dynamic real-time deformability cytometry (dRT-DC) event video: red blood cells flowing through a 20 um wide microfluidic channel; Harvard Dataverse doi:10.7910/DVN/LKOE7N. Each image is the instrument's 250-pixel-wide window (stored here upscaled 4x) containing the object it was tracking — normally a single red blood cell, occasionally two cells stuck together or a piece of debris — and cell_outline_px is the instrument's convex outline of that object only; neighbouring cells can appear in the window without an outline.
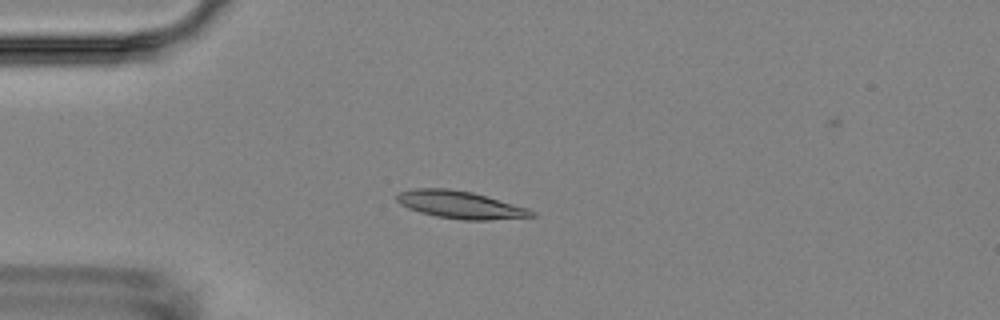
{"species": "Egyptian fruit bat (a non-hibernating species)", "species_latin": "Rousettus aegyptiacus", "temperature_condition": "room temperature", "stored_images_in_passage": 11, "camera_frame_rate_fps": 3000, "um_per_image_px": 0.085, "animal": {"sex": "female"}, "frame": {"image": 1, "passage_image": 4, "time_ms": 4.667, "image_size_px": [1000, 320], "cell_outline_px": [[536, 216], [488, 220], [464, 220], [436, 216], [420, 212], [408, 208], [400, 204], [396, 200], [396, 196], [400, 192], [416, 188], [448, 188], [472, 192], [528, 208], [536, 212]], "centroid_in_image_um": [39.12, 17.4], "position_along_channel_um": 45.9, "area_um2": 21.5}}
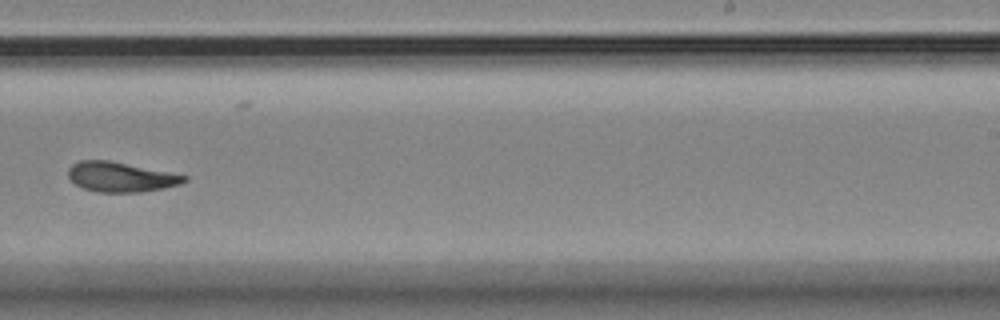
{"frame": {"image": 2, "passage_image": 10, "time_ms": 11.667, "image_size_px": [1000, 320], "cell_outline_px": [[188, 180], [180, 184], [164, 188], [140, 192], [96, 192], [84, 188], [76, 184], [68, 176], [68, 168], [72, 164], [80, 160], [108, 160], [188, 176]], "centroid_in_image_um": [10.25, 15.04], "position_along_channel_um": 278.8, "area_um2": 20.0}}
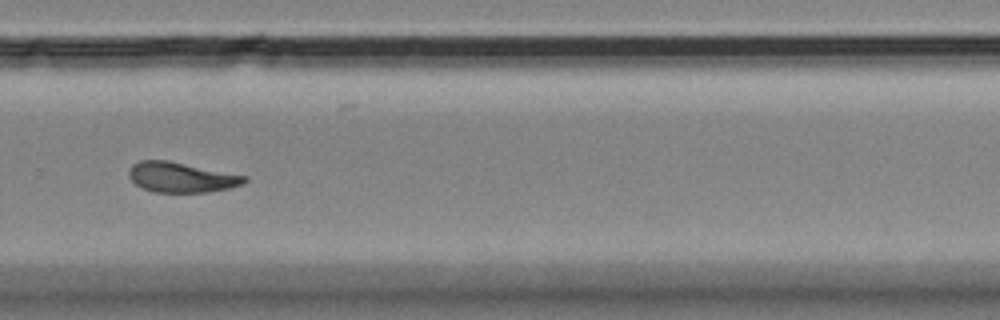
{"frame": {"image": 3, "passage_image": 11, "time_ms": 12.667, "image_size_px": [1000, 320], "cell_outline_px": [[248, 180], [244, 184], [228, 188], [208, 192], [156, 192], [144, 188], [136, 184], [128, 176], [128, 172], [132, 164], [140, 160], [168, 160], [248, 176]], "centroid_in_image_um": [15.43, 15.06], "position_along_channel_um": 314.4, "area_um2": 20.29}}